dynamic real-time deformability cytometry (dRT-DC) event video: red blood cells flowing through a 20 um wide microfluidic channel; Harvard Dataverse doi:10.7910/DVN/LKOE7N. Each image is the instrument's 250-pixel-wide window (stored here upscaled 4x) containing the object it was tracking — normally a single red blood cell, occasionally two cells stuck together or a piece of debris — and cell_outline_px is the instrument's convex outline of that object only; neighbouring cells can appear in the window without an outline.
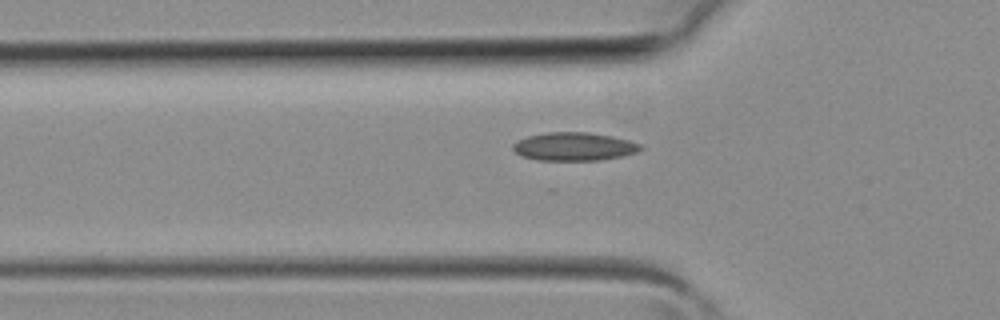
{"species": "common noctule bat (a hibernating species)", "species_latin": "Nyctalus noctula", "temperature_condition": "room temperature", "stored_images_in_passage": 31, "camera_frame_rate_fps": 3000, "um_per_image_px": 0.085, "animal": {"sex": "female", "body_mass_g": 19.3, "forearm_length_mm": 54.1}, "frame": {"image": 1, "passage_image": 10, "time_ms": 3.0, "image_size_px": [1000, 320], "cell_outline_px": [[644, 148], [636, 152], [624, 156], [600, 160], [536, 160], [520, 156], [512, 148], [512, 144], [516, 140], [528, 136], [548, 132], [588, 132], [612, 136], [628, 140], [640, 144]], "centroid_in_image_um": [48.77, 12.46], "position_along_channel_um": 77.0, "area_um2": 21.15}}
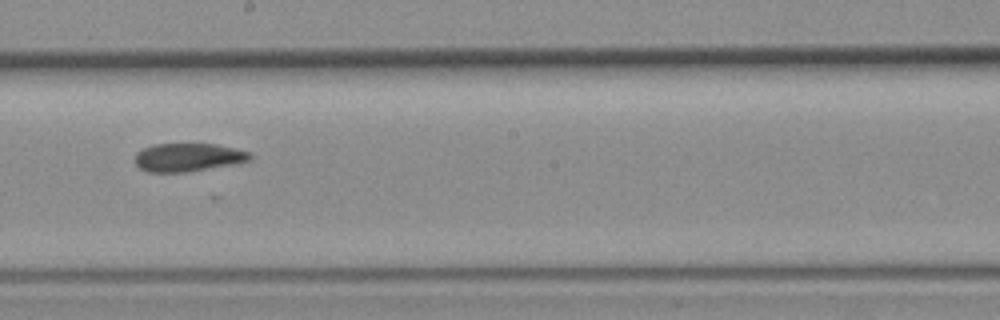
{"frame": {"image": 2, "passage_image": 19, "time_ms": 6.0, "image_size_px": [1000, 320], "cell_outline_px": [[252, 160], [240, 164], [184, 172], [148, 172], [140, 168], [136, 164], [136, 152], [144, 148], [156, 144], [216, 144], [252, 152]], "centroid_in_image_um": [16.07, 13.38], "position_along_channel_um": 232.1, "area_um2": 19.13}}
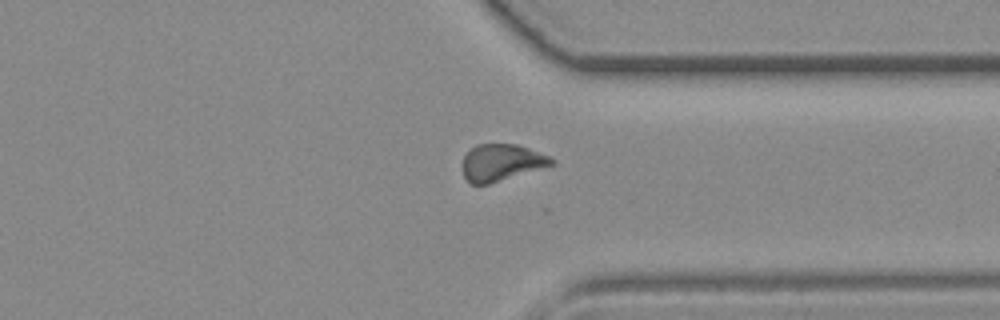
{"frame": {"image": 3, "passage_image": 27, "time_ms": 8.667, "image_size_px": [1000, 320], "cell_outline_px": [[556, 164], [488, 184], [472, 184], [464, 176], [464, 156], [476, 144], [516, 144], [528, 148], [548, 156], [556, 160]], "centroid_in_image_um": [42.65, 13.81], "position_along_channel_um": 368.7, "area_um2": 18.79}}